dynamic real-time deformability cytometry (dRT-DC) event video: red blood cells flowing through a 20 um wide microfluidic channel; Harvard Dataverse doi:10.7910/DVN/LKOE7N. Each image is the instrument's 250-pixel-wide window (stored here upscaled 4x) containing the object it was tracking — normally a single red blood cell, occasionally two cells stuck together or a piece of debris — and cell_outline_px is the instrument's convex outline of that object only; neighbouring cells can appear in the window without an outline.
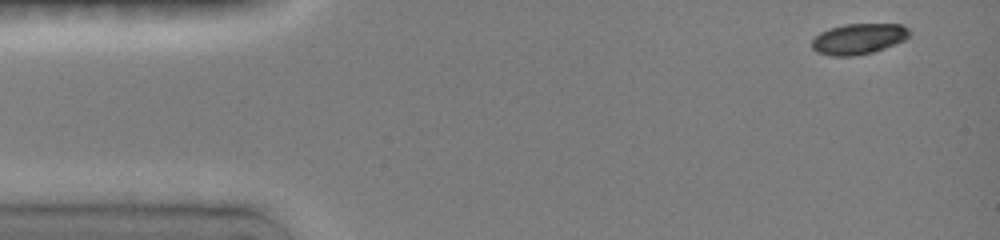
{"species": "common noctule bat (a hibernating species)", "species_latin": "Nyctalus noctula", "temperature_condition": "room temperature", "stored_images_in_passage": 4, "camera_frame_rate_fps": 3000, "um_per_image_px": 0.085, "animal": {"sex": "female", "body_mass_g": 19.0, "forearm_length_mm": 51.5}, "frame": {"image": 1, "passage_image": 1, "time_ms": 0.0, "image_size_px": [1000, 240], "cell_outline_px": [[912, 32], [904, 40], [884, 48], [872, 52], [856, 56], [832, 56], [816, 52], [812, 48], [812, 40], [820, 32], [844, 24], [900, 24], [908, 28]], "centroid_in_image_um": [72.97, 3.3], "position_along_channel_um": 12.0, "area_um2": 17.4}}
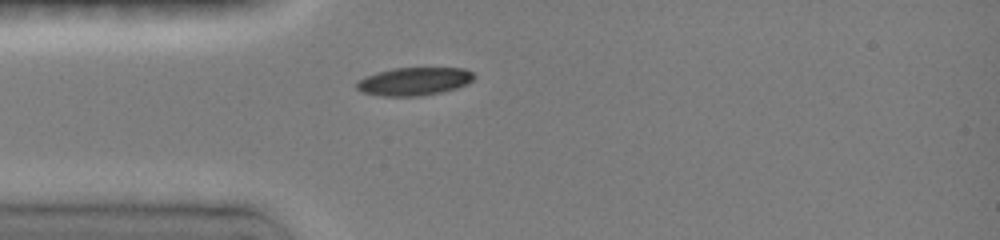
{"frame": {"image": 2, "passage_image": 4, "time_ms": 3.333, "image_size_px": [1000, 240], "cell_outline_px": [[472, 80], [456, 88], [440, 92], [416, 96], [384, 96], [364, 92], [356, 88], [356, 84], [360, 80], [376, 72], [392, 68], [464, 68], [472, 72]], "centroid_in_image_um": [35.18, 6.91], "position_along_channel_um": 49.8, "area_um2": 18.73}}